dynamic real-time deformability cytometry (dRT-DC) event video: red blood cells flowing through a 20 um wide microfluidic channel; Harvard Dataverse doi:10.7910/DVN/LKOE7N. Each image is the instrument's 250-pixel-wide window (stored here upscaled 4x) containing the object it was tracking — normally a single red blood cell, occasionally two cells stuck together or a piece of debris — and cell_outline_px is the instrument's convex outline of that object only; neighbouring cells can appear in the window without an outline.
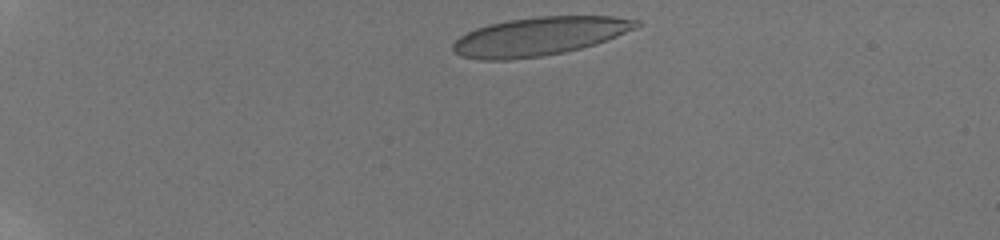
{"species": "human", "species_latin": "Homo sapiens", "temperature_condition": "room temperature", "stored_images_in_passage": 50, "camera_frame_rate_fps": 3000, "um_per_image_px": 0.085, "donor": {"sex": "male"}, "frame": {"image": 1, "passage_image": 1, "time_ms": 0.0, "image_size_px": [1000, 240], "cell_outline_px": [[644, 24], [636, 28], [596, 44], [564, 52], [540, 56], [508, 60], [480, 60], [460, 56], [452, 52], [452, 44], [460, 36], [476, 28], [488, 24], [508, 20], [540, 16], [612, 16], [640, 20]], "centroid_in_image_um": [45.84, 3.09], "position_along_channel_um": 39.2, "area_um2": 41.21}}
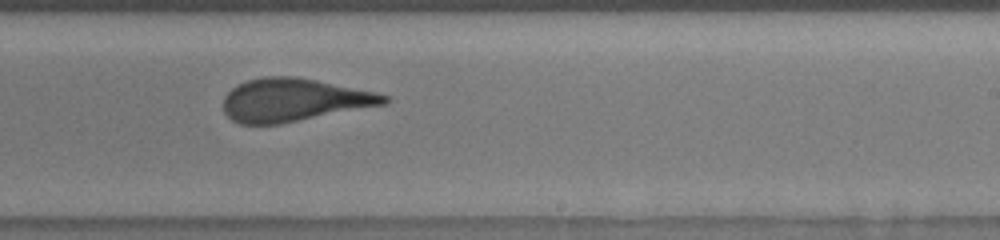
{"frame": {"image": 2, "passage_image": 31, "time_ms": 8.0, "image_size_px": [1000, 240], "cell_outline_px": [[388, 104], [280, 124], [240, 124], [232, 120], [224, 112], [224, 96], [232, 88], [248, 80], [268, 76], [296, 76], [376, 92], [388, 96]], "centroid_in_image_um": [24.99, 8.5], "position_along_channel_um": 264.0, "area_um2": 40.17}}
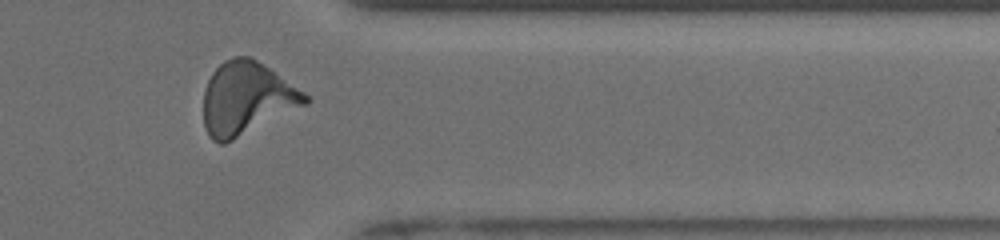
{"frame": {"image": 3, "passage_image": 41, "time_ms": 11.333, "image_size_px": [1000, 240], "cell_outline_px": [[312, 100], [308, 104], [224, 144], [220, 144], [212, 140], [208, 136], [204, 128], [204, 92], [208, 80], [212, 72], [224, 60], [236, 56], [252, 56], [304, 92]], "centroid_in_image_um": [20.96, 8.37], "position_along_channel_um": 390.4, "area_um2": 43.12}, "authors_computed_cell_mechanics": {"area_um2": 40.9224, "velocity_mm_per_s": 3.8747, "shape_relaxation_time_tau1_ms": 7.0998, "shape_relaxation_time_tau2_ms": 0.8932, "deformation_change_tau1": 0.2798, "deformation_change_tau2": 0.1089}}